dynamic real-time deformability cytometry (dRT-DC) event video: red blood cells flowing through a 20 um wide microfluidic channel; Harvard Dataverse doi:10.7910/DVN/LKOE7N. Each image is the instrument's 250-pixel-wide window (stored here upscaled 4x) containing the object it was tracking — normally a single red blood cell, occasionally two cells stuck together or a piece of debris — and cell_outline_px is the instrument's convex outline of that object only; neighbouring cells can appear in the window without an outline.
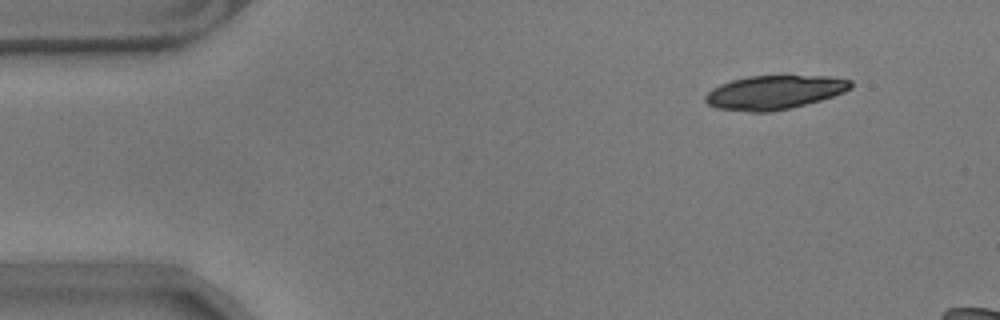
{"species": "common noctule bat (a hibernating species)", "species_latin": "Nyctalus noctula", "temperature_condition": "warm", "stored_images_in_passage": 14, "camera_frame_rate_fps": 3000, "um_per_image_px": 0.085, "animal": {"sex": "male", "body_mass_g": 17.9}, "frame": {"image": 1, "passage_image": 3, "time_ms": 0.667, "image_size_px": [1000, 320], "cell_outline_px": [[852, 88], [844, 92], [820, 100], [788, 108], [768, 112], [752, 112], [716, 108], [708, 104], [704, 100], [704, 96], [712, 88], [720, 84], [732, 80], [748, 76], [828, 76], [852, 80]], "centroid_in_image_um": [65.8, 7.84], "position_along_channel_um": 19.2, "area_um2": 28.55}}
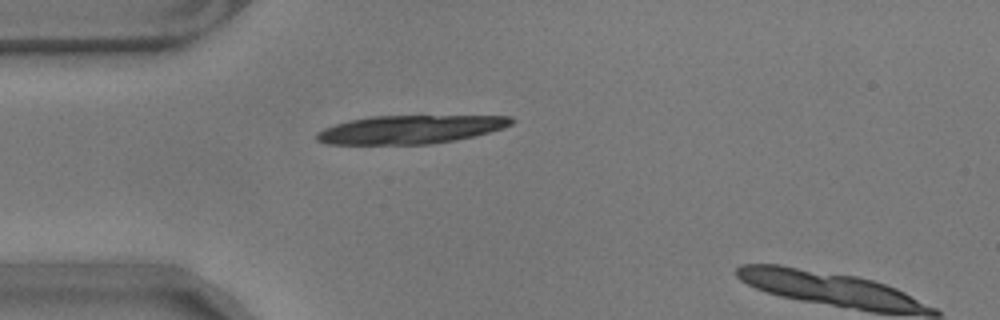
{"frame": {"image": 2, "passage_image": 12, "time_ms": 3.667, "image_size_px": [1000, 320], "cell_outline_px": [[516, 120], [512, 124], [504, 128], [472, 136], [452, 140], [428, 144], [324, 144], [316, 140], [316, 132], [324, 128], [336, 124], [368, 116], [512, 116]], "centroid_in_image_um": [34.85, 11.0], "position_along_channel_um": 50.1, "area_um2": 32.02}}